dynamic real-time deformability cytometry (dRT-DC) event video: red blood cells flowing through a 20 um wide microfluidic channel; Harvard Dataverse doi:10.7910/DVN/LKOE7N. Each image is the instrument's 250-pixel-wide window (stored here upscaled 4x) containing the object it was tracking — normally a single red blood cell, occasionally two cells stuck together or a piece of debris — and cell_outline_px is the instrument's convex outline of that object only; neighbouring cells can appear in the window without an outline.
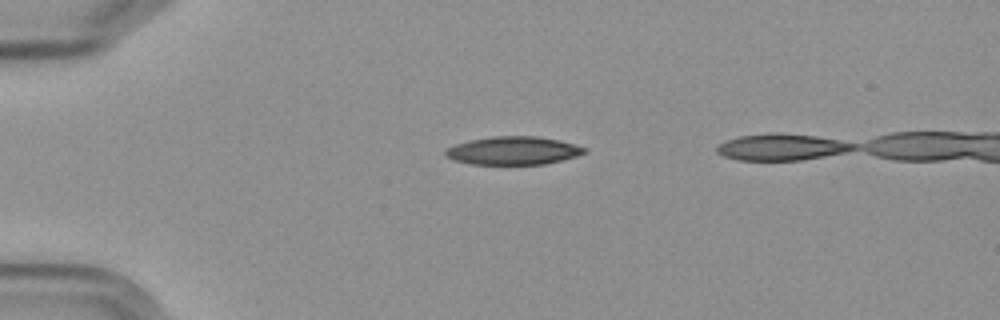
{"species": "Egyptian fruit bat (a non-hibernating species)", "species_latin": "Rousettus aegyptiacus", "temperature_condition": "cold", "stored_images_in_passage": 3, "camera_frame_rate_fps": 3000, "um_per_image_px": 0.085, "frame": {"image": 1, "passage_image": 3, "time_ms": 2.667, "image_size_px": [1000, 320], "cell_outline_px": [[584, 152], [576, 156], [544, 164], [472, 164], [452, 160], [444, 156], [444, 148], [456, 144], [472, 140], [492, 136], [536, 136], [560, 140], [584, 148]], "centroid_in_image_um": [43.53, 12.8], "position_along_channel_um": 41.5, "area_um2": 22.6}}